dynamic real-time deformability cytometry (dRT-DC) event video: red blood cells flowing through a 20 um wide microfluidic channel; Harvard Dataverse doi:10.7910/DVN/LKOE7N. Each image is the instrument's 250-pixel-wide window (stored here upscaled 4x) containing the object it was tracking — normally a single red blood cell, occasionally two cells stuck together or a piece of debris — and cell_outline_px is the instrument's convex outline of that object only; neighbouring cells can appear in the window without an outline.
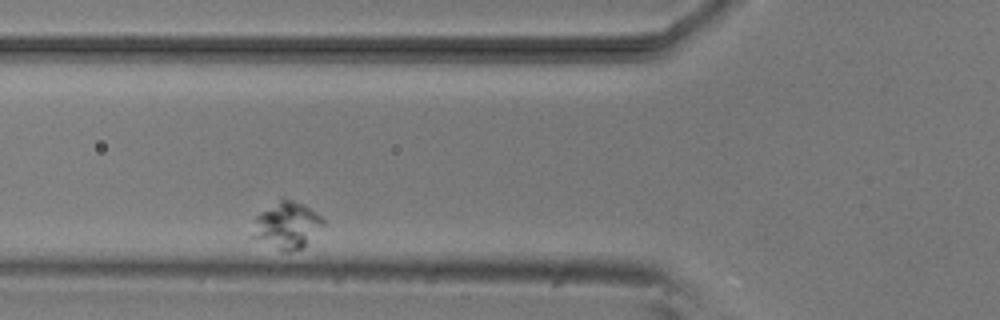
{"species": "common noctule bat (a hibernating species)", "species_latin": "Nyctalus noctula", "temperature_condition": "room temperature", "stored_images_in_passage": 34, "camera_frame_rate_fps": 3000, "um_per_image_px": 0.085, "animal": {"sex": "male", "body_mass_g": 20.5, "forearm_length_mm": 52.5}, "frame": {"image": 1, "passage_image": 5, "time_ms": 1.333, "image_size_px": [1000, 320], "cell_outline_px": [[324, 224], [300, 248], [288, 252], [248, 236], [256, 216], [260, 212], [280, 200], [292, 200], [304, 204], [320, 216], [324, 220]], "centroid_in_image_um": [24.32, 19.14], "position_along_channel_um": 101.5, "area_um2": 18.67}}
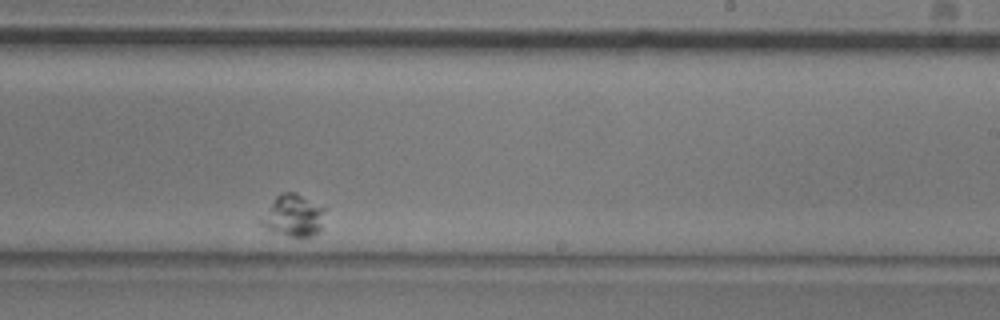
{"frame": {"image": 2, "passage_image": 22, "time_ms": 7.0, "image_size_px": [1000, 320], "cell_outline_px": [[328, 208], [320, 232], [312, 236], [288, 236], [268, 228], [260, 224], [260, 220], [276, 196], [280, 192], [296, 192]], "centroid_in_image_um": [25.03, 18.3], "position_along_channel_um": 264.0, "area_um2": 15.66}}
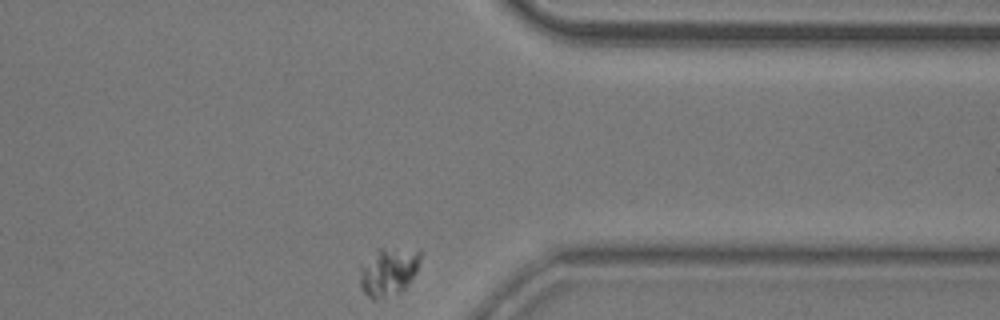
{"frame": {"image": 3, "passage_image": 34, "time_ms": 11.0, "image_size_px": [1000, 320], "cell_outline_px": [[420, 260], [416, 272], [408, 284], [400, 292], [376, 300], [372, 300], [360, 288], [360, 268], [376, 248], [420, 248]], "centroid_in_image_um": [33.02, 23.06], "position_along_channel_um": 378.4, "area_um2": 17.22}}